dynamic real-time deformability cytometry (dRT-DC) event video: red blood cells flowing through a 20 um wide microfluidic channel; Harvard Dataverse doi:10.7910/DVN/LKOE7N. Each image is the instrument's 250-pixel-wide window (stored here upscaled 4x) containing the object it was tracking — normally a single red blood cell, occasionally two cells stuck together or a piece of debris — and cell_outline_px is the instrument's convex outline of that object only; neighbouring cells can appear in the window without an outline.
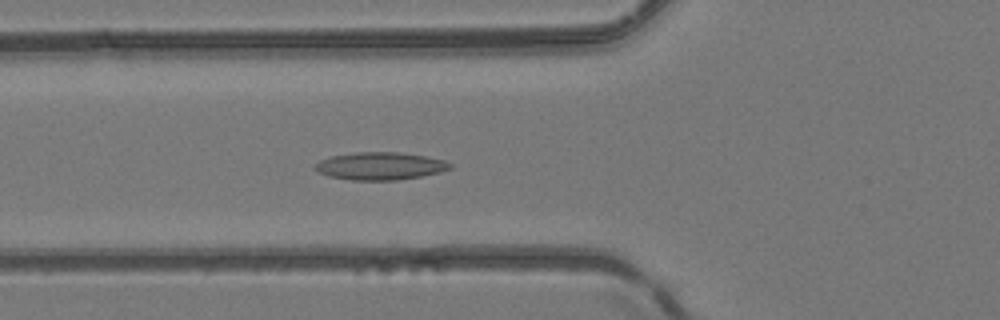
{"species": "common noctule bat (a hibernating species)", "species_latin": "Nyctalus noctula", "temperature_condition": "room temperature", "stored_images_in_passage": 51, "camera_frame_rate_fps": 3000, "um_per_image_px": 0.085, "animal": {"sex": "female", "body_mass_g": 24.6, "forearm_length_mm": 56.2}, "frame": {"image": 1, "passage_image": 19, "time_ms": 6.0, "image_size_px": [1000, 320], "cell_outline_px": [[452, 168], [440, 172], [420, 176], [396, 180], [352, 180], [328, 176], [312, 168], [320, 160], [332, 156], [356, 152], [400, 152], [424, 156], [444, 160], [452, 164]], "centroid_in_image_um": [32.31, 14.11], "position_along_channel_um": 93.5, "area_um2": 21.62}}
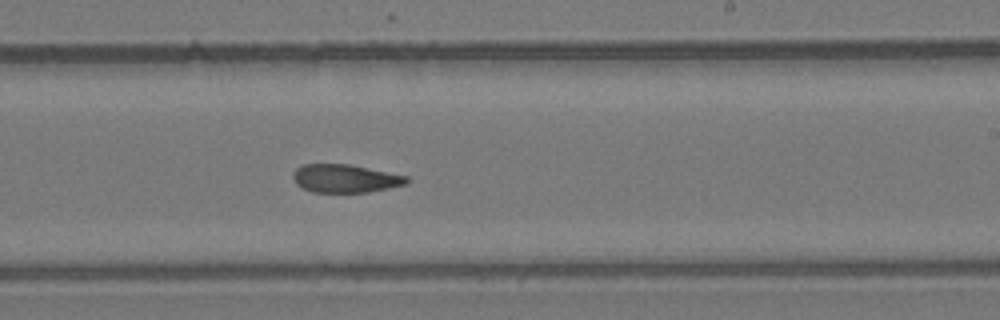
{"frame": {"image": 2, "passage_image": 31, "time_ms": 10.0, "image_size_px": [1000, 320], "cell_outline_px": [[412, 180], [408, 184], [368, 192], [312, 192], [296, 184], [292, 176], [292, 172], [300, 164], [348, 164], [408, 176]], "centroid_in_image_um": [29.35, 15.17], "position_along_channel_um": 259.7, "area_um2": 18.79}}
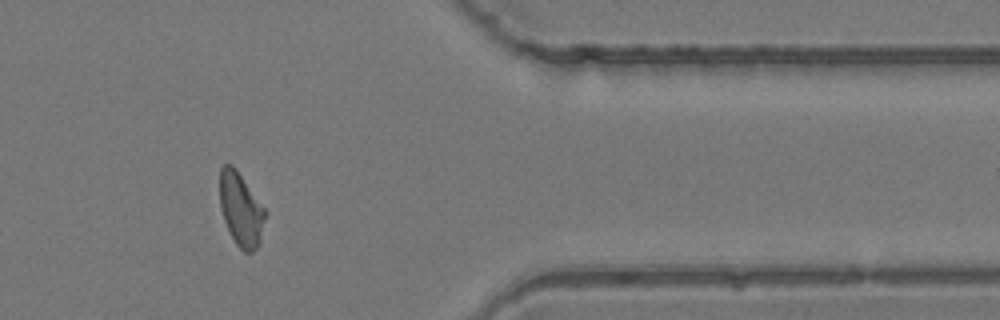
{"frame": {"image": 3, "passage_image": 42, "time_ms": 13.667, "image_size_px": [1000, 320], "cell_outline_px": [[268, 212], [260, 244], [252, 252], [244, 252], [236, 244], [224, 220], [220, 208], [220, 168], [224, 164], [232, 164], [236, 168]], "centroid_in_image_um": [20.51, 17.8], "position_along_channel_um": 390.9, "area_um2": 19.71}, "authors_computed_cell_mechanics": {"area_um2": 20.1144, "velocity_mm_per_s": 4.1447, "shape_relaxation_time_tau1_ms": null, "shape_relaxation_time_tau2_ms": 2.8785, "deformation_change_tau1": null, "deformation_change_tau2": 0.104}}